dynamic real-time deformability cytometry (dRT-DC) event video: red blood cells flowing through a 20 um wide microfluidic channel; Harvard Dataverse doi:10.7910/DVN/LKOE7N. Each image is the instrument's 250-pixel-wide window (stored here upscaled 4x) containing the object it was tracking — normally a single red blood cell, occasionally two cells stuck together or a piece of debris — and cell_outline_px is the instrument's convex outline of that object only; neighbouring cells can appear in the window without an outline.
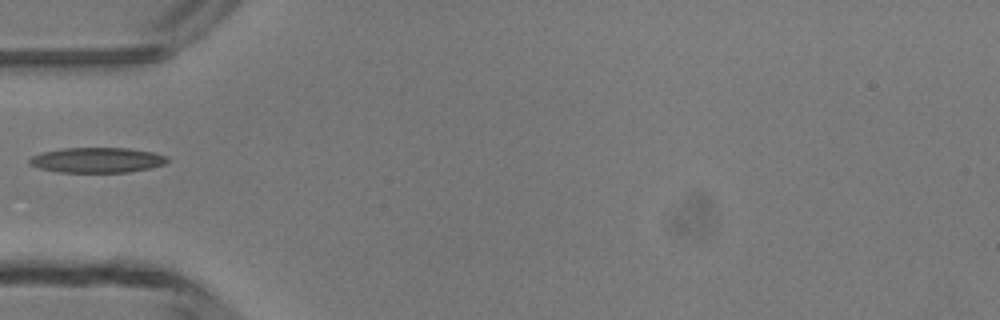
{"species": "common noctule bat (a hibernating species)", "species_latin": "Nyctalus noctula", "temperature_condition": "room temperature", "stored_images_in_passage": 4, "camera_frame_rate_fps": 3000, "um_per_image_px": 0.085, "animal": {"sex": "male", "body_mass_g": 13.3}, "frame": {"image": 1, "passage_image": 4, "time_ms": 3.667, "image_size_px": [1000, 320], "cell_outline_px": [[168, 160], [164, 164], [148, 168], [128, 172], [60, 172], [40, 168], [28, 164], [28, 160], [32, 156], [40, 152], [64, 148], [128, 148], [152, 152], [168, 156]], "centroid_in_image_um": [8.22, 13.6], "position_along_channel_um": 76.8, "area_um2": 20.17}}